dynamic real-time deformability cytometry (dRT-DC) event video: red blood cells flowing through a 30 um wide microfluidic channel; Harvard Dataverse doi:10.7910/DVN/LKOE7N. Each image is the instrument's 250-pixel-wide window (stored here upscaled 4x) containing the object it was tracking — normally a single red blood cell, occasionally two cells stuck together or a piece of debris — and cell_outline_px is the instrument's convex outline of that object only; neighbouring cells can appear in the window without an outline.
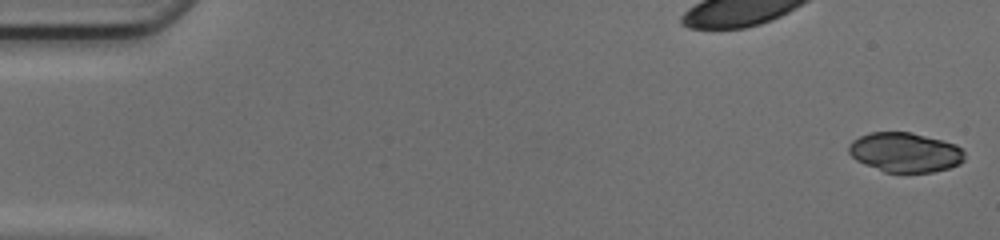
{"species": "common noctule bat (a hibernating species)", "species_latin": "Nyctalus noctula", "temperature_condition": "cold", "stored_images_in_passage": 49, "segment_of_instrument_passage": [1, 2], "camera_frame_rate_fps": 3000, "um_per_image_px": 0.085, "animal": {"sex": "female", "body_mass_g": 17.0, "forearm_length_mm": 48.0}, "frame": {"image": 1, "passage_image": 1, "time_ms": 0.0, "image_size_px": [1000, 240], "cell_outline_px": [[964, 160], [960, 164], [948, 168], [932, 172], [884, 172], [864, 164], [856, 160], [848, 152], [848, 144], [852, 140], [868, 132], [912, 132], [956, 144], [964, 152]], "centroid_in_image_um": [76.91, 12.94], "position_along_channel_um": 8.1, "area_um2": 26.82}}
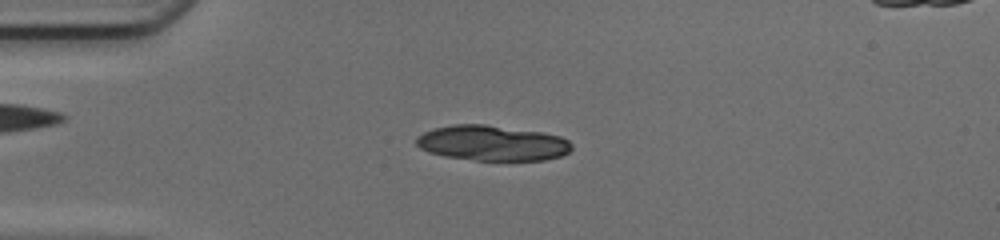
{"frame": {"image": 2, "passage_image": 13, "time_ms": 4.0, "image_size_px": [1000, 240], "cell_outline_px": [[572, 148], [568, 152], [560, 156], [544, 160], [472, 160], [444, 156], [428, 152], [420, 148], [416, 144], [416, 136], [432, 128], [452, 124], [484, 124], [540, 132], [560, 136], [568, 140], [572, 144]], "centroid_in_image_um": [41.8, 12.16], "position_along_channel_um": 43.2, "area_um2": 32.02}}